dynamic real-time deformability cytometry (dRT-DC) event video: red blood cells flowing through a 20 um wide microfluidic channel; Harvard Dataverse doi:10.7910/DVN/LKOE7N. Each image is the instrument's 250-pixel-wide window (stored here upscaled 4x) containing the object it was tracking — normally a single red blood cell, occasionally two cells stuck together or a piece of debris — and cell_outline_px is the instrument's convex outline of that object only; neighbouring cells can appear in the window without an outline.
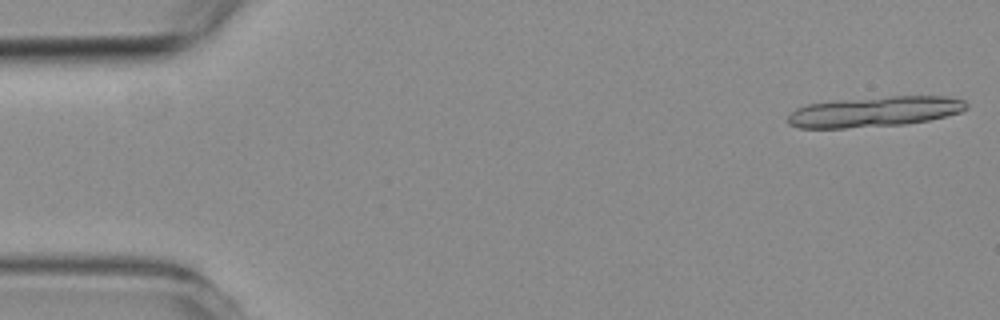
{"species": "common noctule bat (a hibernating species)", "species_latin": "Nyctalus noctula", "temperature_condition": "room temperature", "stored_images_in_passage": 4, "camera_frame_rate_fps": 3000, "um_per_image_px": 0.085, "animal": {"sex": "female", "body_mass_g": 19.3, "forearm_length_mm": 54.1}, "frame": {"image": 1, "passage_image": 1, "time_ms": 0.0, "image_size_px": [1000, 320], "cell_outline_px": [[968, 108], [960, 112], [928, 120], [904, 124], [844, 128], [800, 128], [788, 124], [788, 116], [796, 108], [808, 104], [840, 100], [892, 96], [948, 96], [964, 100], [968, 104]], "centroid_in_image_um": [74.35, 9.49], "position_along_channel_um": 10.7, "area_um2": 31.39}}